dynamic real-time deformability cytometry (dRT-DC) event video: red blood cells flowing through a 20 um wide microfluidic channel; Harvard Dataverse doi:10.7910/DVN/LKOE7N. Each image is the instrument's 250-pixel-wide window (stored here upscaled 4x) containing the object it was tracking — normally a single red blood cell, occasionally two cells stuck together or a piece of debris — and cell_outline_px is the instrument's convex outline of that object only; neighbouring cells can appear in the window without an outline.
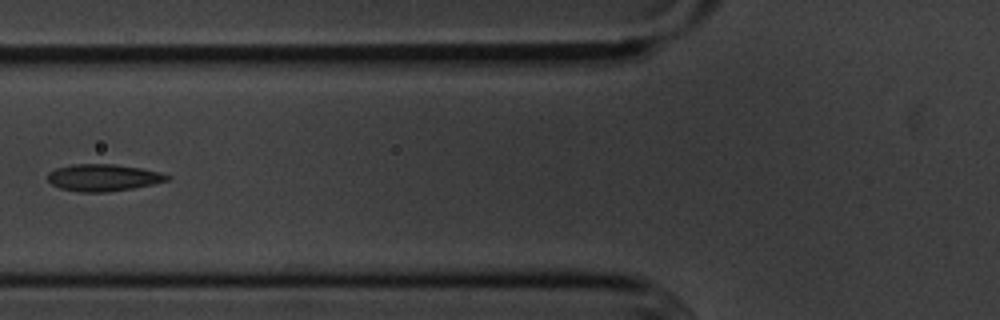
{"species": "common noctule bat (a hibernating species)", "species_latin": "Nyctalus noctula", "temperature_condition": "cold", "stored_images_in_passage": 8, "camera_frame_rate_fps": 3000, "um_per_image_px": 0.085, "animal": {"sex": "male", "body_mass_g": 20.1, "forearm_length_mm": 53.5}, "frame": {"image": 1, "passage_image": 6, "time_ms": 6.667, "image_size_px": [1000, 320], "cell_outline_px": [[172, 176], [168, 180], [152, 184], [132, 188], [108, 192], [80, 192], [60, 188], [52, 184], [48, 180], [48, 172], [56, 168], [72, 164], [116, 164], [140, 168], [160, 172]], "centroid_in_image_um": [8.77, 15.09], "position_along_channel_um": 117.0, "area_um2": 18.73}}
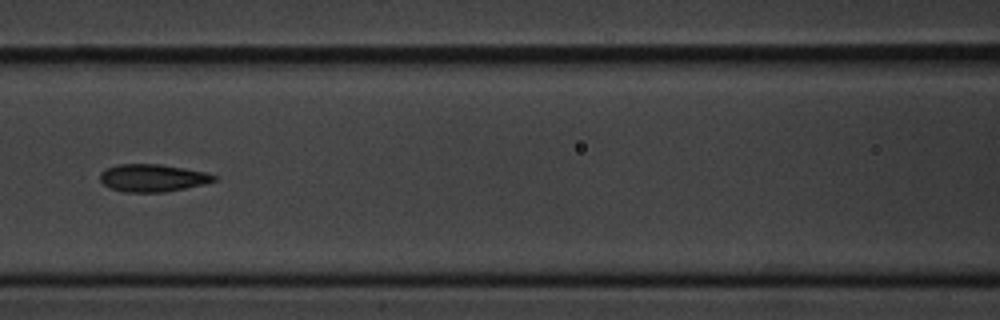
{"frame": {"image": 2, "passage_image": 7, "time_ms": 7.667, "image_size_px": [1000, 320], "cell_outline_px": [[216, 180], [204, 184], [164, 192], [124, 192], [112, 188], [104, 184], [100, 180], [100, 172], [116, 164], [160, 164], [184, 168], [204, 172], [216, 176]], "centroid_in_image_um": [12.95, 15.12], "position_along_channel_um": 153.6, "area_um2": 18.09}}
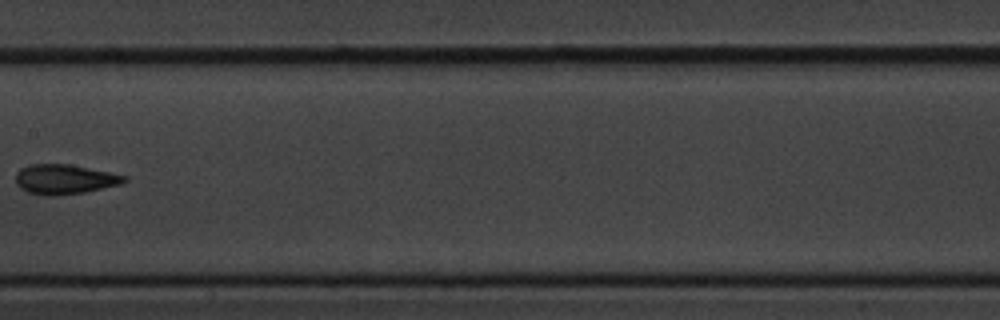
{"frame": {"image": 3, "passage_image": 8, "time_ms": 9.0, "image_size_px": [1000, 320], "cell_outline_px": [[128, 180], [120, 184], [84, 192], [52, 196], [44, 196], [28, 192], [20, 188], [16, 184], [16, 172], [20, 168], [28, 164], [68, 164], [128, 176]], "centroid_in_image_um": [5.45, 15.24], "position_along_channel_um": 202.0, "area_um2": 18.79}}